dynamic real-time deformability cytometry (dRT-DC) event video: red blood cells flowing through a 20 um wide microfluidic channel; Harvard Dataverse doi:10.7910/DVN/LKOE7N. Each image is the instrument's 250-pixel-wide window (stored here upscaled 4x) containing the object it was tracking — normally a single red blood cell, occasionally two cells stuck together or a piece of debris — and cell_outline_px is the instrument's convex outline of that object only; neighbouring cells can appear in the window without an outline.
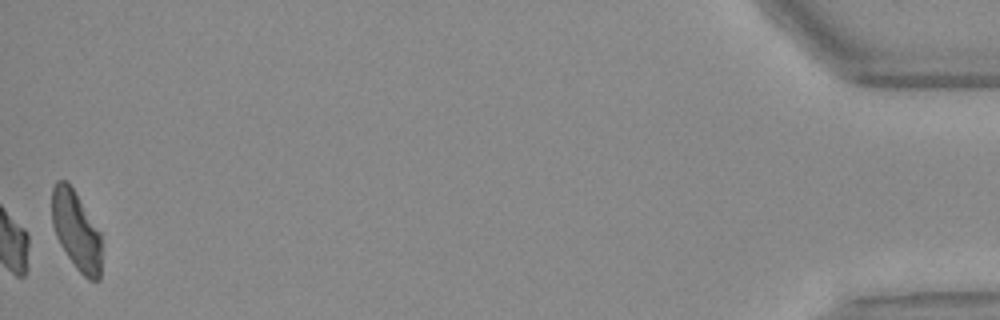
{"species": "Egyptian fruit bat (a non-hibernating species)", "species_latin": "Rousettus aegyptiacus", "temperature_condition": "warm", "stored_images_in_passage": 45, "camera_frame_rate_fps": 3000, "um_per_image_px": 0.085, "animal": {"sex": "female"}, "frame": {"image": 1, "passage_image": 45, "time_ms": 14.667, "image_size_px": [1000, 320], "cell_outline_px": [[100, 280], [88, 280], [76, 268], [60, 244], [56, 236], [52, 224], [52, 188], [56, 180], [68, 180], [100, 232]], "centroid_in_image_um": [6.46, 19.57], "position_along_channel_um": 428.7, "area_um2": 22.66}, "authors_computed_cell_mechanics": {"area_um2": 19.1896, "velocity_mm_per_s": 3.7525, "shape_relaxation_time_tau1_ms": null, "shape_relaxation_time_tau2_ms": 1.9615, "deformation_change_tau1": null, "deformation_change_tau2": 0.074}}